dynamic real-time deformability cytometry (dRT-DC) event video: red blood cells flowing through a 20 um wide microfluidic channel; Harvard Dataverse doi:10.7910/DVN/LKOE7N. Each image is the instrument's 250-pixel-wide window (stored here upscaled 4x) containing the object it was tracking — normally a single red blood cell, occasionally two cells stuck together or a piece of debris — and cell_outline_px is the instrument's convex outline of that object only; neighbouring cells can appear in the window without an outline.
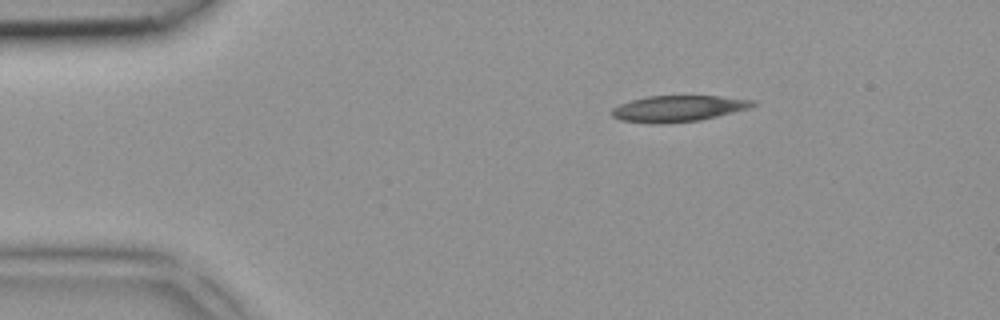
{"species": "common noctule bat (a hibernating species)", "species_latin": "Nyctalus noctula", "temperature_condition": "room temperature", "stored_images_in_passage": 3, "camera_frame_rate_fps": 3000, "um_per_image_px": 0.085, "animal": {"sex": "female", "body_mass_g": 18.4}, "frame": {"image": 1, "passage_image": 1, "time_ms": 0.0, "image_size_px": [1000, 320], "cell_outline_px": [[756, 104], [748, 108], [700, 120], [664, 124], [652, 124], [620, 120], [612, 116], [612, 108], [620, 104], [632, 100], [648, 96], [720, 96], [756, 100]], "centroid_in_image_um": [57.62, 9.23], "position_along_channel_um": 27.4, "area_um2": 21.44}}
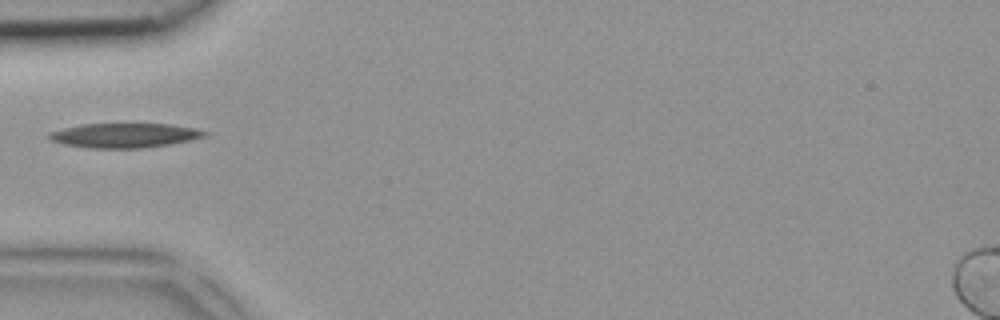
{"frame": {"image": 2, "passage_image": 3, "time_ms": 0.667, "image_size_px": [1000, 320], "cell_outline_px": [[208, 136], [168, 144], [144, 148], [92, 148], [64, 144], [52, 140], [48, 136], [48, 132], [80, 124], [172, 124], [196, 128], [208, 132]], "centroid_in_image_um": [10.6, 11.5], "position_along_channel_um": 74.4, "area_um2": 22.08}}